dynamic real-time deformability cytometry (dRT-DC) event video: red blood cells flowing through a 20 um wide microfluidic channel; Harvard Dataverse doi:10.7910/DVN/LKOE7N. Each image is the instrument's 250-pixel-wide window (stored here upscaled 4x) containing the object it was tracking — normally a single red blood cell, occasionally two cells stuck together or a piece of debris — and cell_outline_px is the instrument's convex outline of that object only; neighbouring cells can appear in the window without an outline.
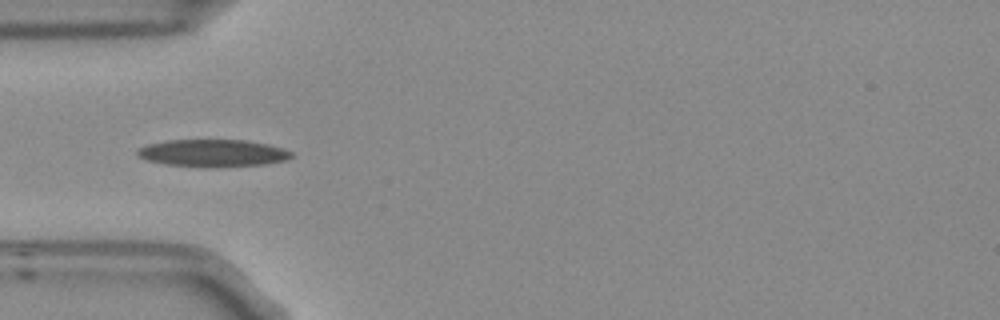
{"species": "Egyptian fruit bat (a non-hibernating species)", "species_latin": "Rousettus aegyptiacus", "temperature_condition": "room temperature", "stored_images_in_passage": 7, "camera_frame_rate_fps": 3000, "um_per_image_px": 0.085, "frame": {"image": 1, "passage_image": 4, "time_ms": 1.0, "image_size_px": [1000, 320], "cell_outline_px": [[292, 156], [284, 160], [264, 164], [212, 168], [200, 168], [168, 164], [148, 160], [140, 156], [136, 152], [140, 148], [148, 144], [168, 140], [244, 140], [268, 144], [284, 148], [292, 152]], "centroid_in_image_um": [18.11, 13.02], "position_along_channel_um": 66.9, "area_um2": 24.51}}